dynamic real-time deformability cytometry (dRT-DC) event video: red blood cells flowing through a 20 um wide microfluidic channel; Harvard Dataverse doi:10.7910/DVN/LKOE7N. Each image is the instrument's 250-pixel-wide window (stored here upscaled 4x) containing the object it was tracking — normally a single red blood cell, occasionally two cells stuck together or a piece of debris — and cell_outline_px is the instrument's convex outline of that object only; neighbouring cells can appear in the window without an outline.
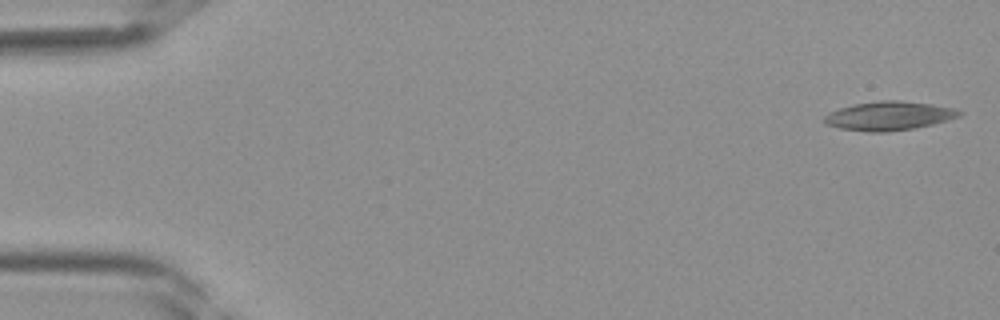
{"species": "Egyptian fruit bat (a non-hibernating species)", "species_latin": "Rousettus aegyptiacus", "temperature_condition": "room temperature", "stored_images_in_passage": 39, "camera_frame_rate_fps": 3000, "um_per_image_px": 0.085, "frame": {"image": 1, "passage_image": 1, "time_ms": 0.0, "image_size_px": [1000, 320], "cell_outline_px": [[964, 112], [960, 116], [948, 120], [932, 124], [912, 128], [884, 132], [868, 132], [840, 128], [824, 124], [824, 116], [828, 112], [840, 108], [856, 104], [880, 100], [900, 100], [932, 104], [956, 108]], "centroid_in_image_um": [75.57, 9.84], "position_along_channel_um": 9.4, "area_um2": 22.72}}
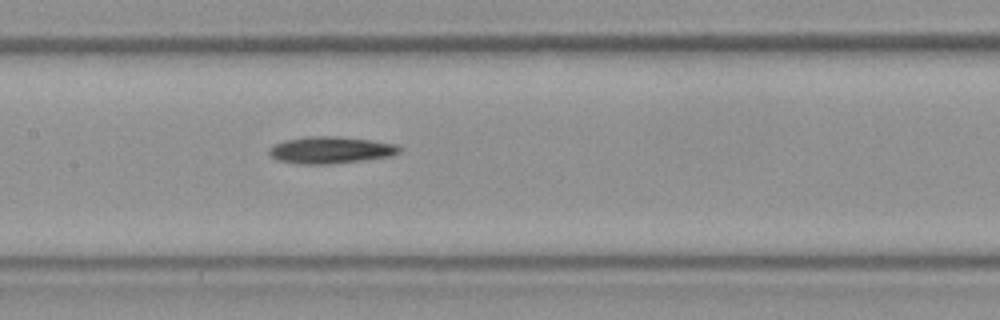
{"frame": {"image": 2, "passage_image": 19, "time_ms": 6.0, "image_size_px": [1000, 320], "cell_outline_px": [[400, 152], [392, 156], [364, 160], [332, 164], [296, 164], [276, 160], [268, 152], [268, 148], [272, 144], [284, 140], [308, 136], [336, 136], [368, 140], [396, 144], [400, 148]], "centroid_in_image_um": [28.05, 12.76], "position_along_channel_um": 179.4, "area_um2": 20.58}}
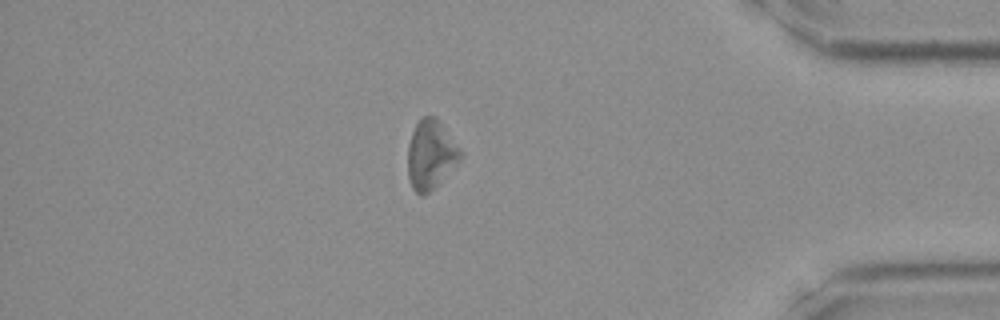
{"frame": {"image": 3, "passage_image": 34, "time_ms": 11.0, "image_size_px": [1000, 320], "cell_outline_px": [[464, 156], [424, 196], [420, 196], [412, 188], [408, 176], [408, 144], [412, 132], [420, 116], [436, 116], [464, 152]], "centroid_in_image_um": [36.62, 13.1], "position_along_channel_um": 398.6, "area_um2": 21.21}}